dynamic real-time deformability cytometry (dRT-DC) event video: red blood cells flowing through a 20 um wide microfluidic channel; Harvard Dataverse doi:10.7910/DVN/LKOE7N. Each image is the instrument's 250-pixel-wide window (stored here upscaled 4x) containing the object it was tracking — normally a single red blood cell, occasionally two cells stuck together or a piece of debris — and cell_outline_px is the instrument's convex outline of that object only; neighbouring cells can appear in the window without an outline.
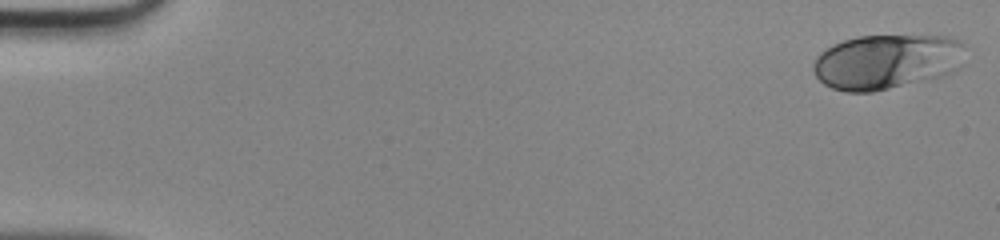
{"species": "human", "species_latin": "Homo sapiens", "temperature_condition": "room temperature", "stored_images_in_passage": 48, "camera_frame_rate_fps": 3000, "um_per_image_px": 0.085, "donor": {"sex": "male"}, "frame": {"image": 1, "passage_image": 1, "time_ms": 0.0, "image_size_px": [1000, 240], "cell_outline_px": [[964, 64], [960, 68], [944, 76], [872, 92], [844, 92], [832, 88], [824, 84], [816, 76], [812, 68], [812, 64], [816, 56], [820, 52], [832, 44], [844, 40], [860, 36], [948, 36], [960, 40], [964, 44]], "centroid_in_image_um": [75.39, 5.24], "position_along_channel_um": 9.6, "area_um2": 49.13}}
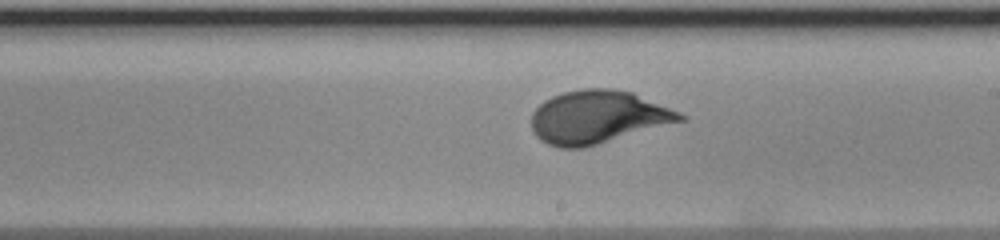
{"frame": {"image": 2, "passage_image": 28, "time_ms": 9.0, "image_size_px": [1000, 240], "cell_outline_px": [[684, 120], [584, 148], [560, 148], [548, 144], [540, 140], [536, 136], [532, 128], [532, 112], [544, 100], [552, 96], [564, 92], [580, 88], [612, 88], [632, 92], [680, 112], [684, 116]], "centroid_in_image_um": [50.78, 9.94], "position_along_channel_um": 238.2, "area_um2": 45.72}}
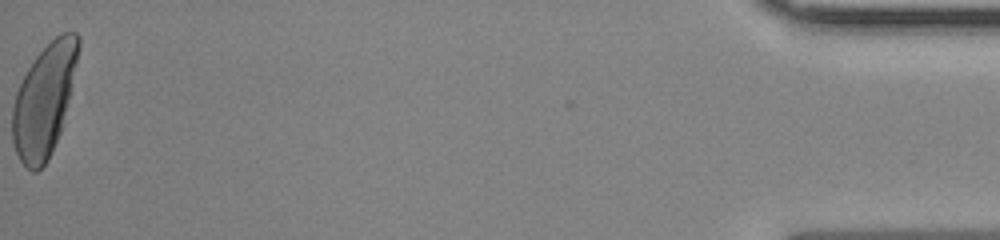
{"frame": {"image": 3, "passage_image": 48, "time_ms": 15.667, "image_size_px": [1000, 240], "cell_outline_px": [[80, 44], [76, 64], [60, 132], [52, 152], [48, 160], [36, 172], [32, 172], [20, 160], [16, 152], [12, 140], [12, 108], [16, 92], [28, 68], [36, 56], [60, 32], [76, 32], [80, 36]], "centroid_in_image_um": [3.74, 8.53], "position_along_channel_um": 431.5, "area_um2": 42.37}}